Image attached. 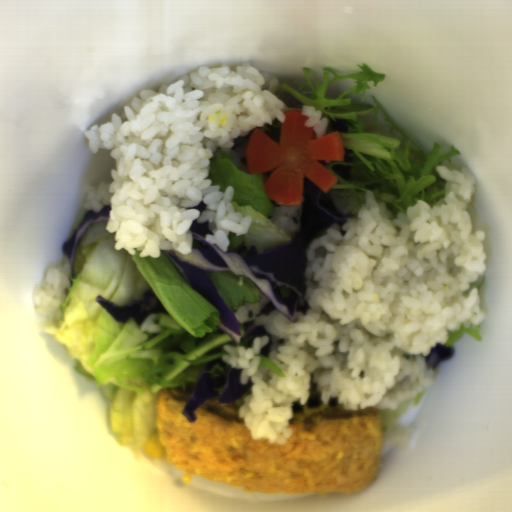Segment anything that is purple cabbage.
<instances>
[{"mask_svg": "<svg viewBox=\"0 0 512 512\" xmlns=\"http://www.w3.org/2000/svg\"><path fill=\"white\" fill-rule=\"evenodd\" d=\"M352 214L340 213L328 193L323 192L308 177L302 178L300 231L291 241L258 254L256 247H241L237 251H222L218 245L205 241L209 222H195L190 227L192 251L179 254L176 250H161L181 278L213 305L219 315L218 328L236 344H241L240 323L218 292L207 273L229 271L248 277L256 288L269 298L258 314L277 311L295 320L297 312L311 307L305 298L307 253L311 243L334 224L344 226Z\"/></svg>", "mask_w": 512, "mask_h": 512, "instance_id": "1", "label": "purple cabbage"}, {"mask_svg": "<svg viewBox=\"0 0 512 512\" xmlns=\"http://www.w3.org/2000/svg\"><path fill=\"white\" fill-rule=\"evenodd\" d=\"M98 303L116 323H128L132 319L137 326H142L149 315H168V310L154 291L144 294L142 300H131L124 305L116 304L97 295Z\"/></svg>", "mask_w": 512, "mask_h": 512, "instance_id": "2", "label": "purple cabbage"}, {"mask_svg": "<svg viewBox=\"0 0 512 512\" xmlns=\"http://www.w3.org/2000/svg\"><path fill=\"white\" fill-rule=\"evenodd\" d=\"M228 365L224 360H213L203 365L195 383L193 392L187 400L184 408L183 415L188 423L196 421V410L201 407L208 400L216 399L218 396L211 377L210 370L213 366Z\"/></svg>", "mask_w": 512, "mask_h": 512, "instance_id": "3", "label": "purple cabbage"}, {"mask_svg": "<svg viewBox=\"0 0 512 512\" xmlns=\"http://www.w3.org/2000/svg\"><path fill=\"white\" fill-rule=\"evenodd\" d=\"M111 205L103 206L99 212L86 211L80 223L76 227L70 238L63 243L62 250L68 259L71 277H74L75 257L78 244L83 237L87 227L91 223L105 222L107 223Z\"/></svg>", "mask_w": 512, "mask_h": 512, "instance_id": "4", "label": "purple cabbage"}, {"mask_svg": "<svg viewBox=\"0 0 512 512\" xmlns=\"http://www.w3.org/2000/svg\"><path fill=\"white\" fill-rule=\"evenodd\" d=\"M251 386L252 381H248L245 385H241L240 370L232 369L230 366L226 383L221 393L220 404L234 403L246 394H250Z\"/></svg>", "mask_w": 512, "mask_h": 512, "instance_id": "5", "label": "purple cabbage"}, {"mask_svg": "<svg viewBox=\"0 0 512 512\" xmlns=\"http://www.w3.org/2000/svg\"><path fill=\"white\" fill-rule=\"evenodd\" d=\"M245 334L246 336H252L253 341L255 338H259L262 336H269V342L265 346L259 349L257 352L264 358H268L269 354L282 343L283 340L277 339L272 336L268 330V328L263 325H258L255 321H245Z\"/></svg>", "mask_w": 512, "mask_h": 512, "instance_id": "6", "label": "purple cabbage"}, {"mask_svg": "<svg viewBox=\"0 0 512 512\" xmlns=\"http://www.w3.org/2000/svg\"><path fill=\"white\" fill-rule=\"evenodd\" d=\"M455 350L456 348L446 346L443 343L436 345L425 357L431 371L444 360L452 359L455 354Z\"/></svg>", "mask_w": 512, "mask_h": 512, "instance_id": "7", "label": "purple cabbage"}, {"mask_svg": "<svg viewBox=\"0 0 512 512\" xmlns=\"http://www.w3.org/2000/svg\"><path fill=\"white\" fill-rule=\"evenodd\" d=\"M306 403L310 407H316L322 403L321 391H320L318 385L313 380L309 387L308 401Z\"/></svg>", "mask_w": 512, "mask_h": 512, "instance_id": "8", "label": "purple cabbage"}, {"mask_svg": "<svg viewBox=\"0 0 512 512\" xmlns=\"http://www.w3.org/2000/svg\"><path fill=\"white\" fill-rule=\"evenodd\" d=\"M302 404L300 401H295V403L292 406V412H301Z\"/></svg>", "mask_w": 512, "mask_h": 512, "instance_id": "9", "label": "purple cabbage"}, {"mask_svg": "<svg viewBox=\"0 0 512 512\" xmlns=\"http://www.w3.org/2000/svg\"><path fill=\"white\" fill-rule=\"evenodd\" d=\"M328 404H329V406H335V405H339L340 403L338 402L337 399H331L330 398Z\"/></svg>", "mask_w": 512, "mask_h": 512, "instance_id": "10", "label": "purple cabbage"}]
</instances>
